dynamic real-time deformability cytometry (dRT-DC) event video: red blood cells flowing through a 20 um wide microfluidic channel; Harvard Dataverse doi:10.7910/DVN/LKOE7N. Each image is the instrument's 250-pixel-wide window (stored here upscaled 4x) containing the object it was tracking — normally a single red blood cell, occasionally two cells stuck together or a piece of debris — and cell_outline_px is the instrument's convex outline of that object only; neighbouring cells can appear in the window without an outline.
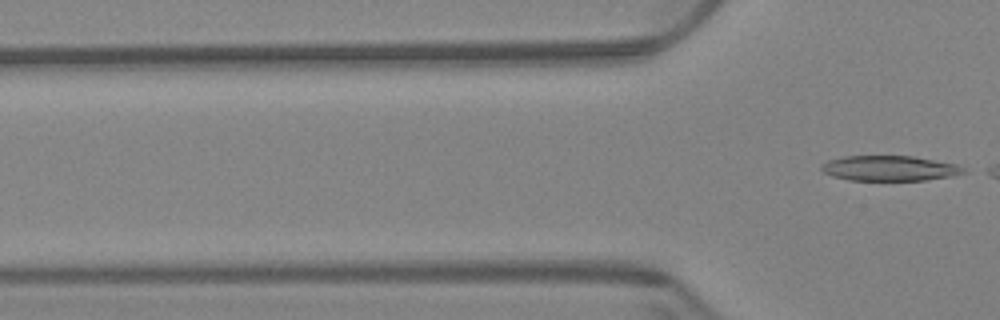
{"species": "Egyptian fruit bat (a non-hibernating species)", "species_latin": "Rousettus aegyptiacus", "temperature_condition": "warm", "stored_images_in_passage": 9, "camera_frame_rate_fps": 3000, "um_per_image_px": 0.085, "animal": {"sex": "female"}, "frame": {"image": 1, "passage_image": 9, "time_ms": 2.667, "image_size_px": [1000, 320], "cell_outline_px": [[968, 172], [952, 176], [924, 180], [848, 180], [832, 176], [824, 172], [820, 168], [828, 160], [844, 156], [912, 156], [956, 164], [964, 168]], "centroid_in_image_um": [75.62, 14.3], "position_along_channel_um": 50.2, "area_um2": 20.75}}